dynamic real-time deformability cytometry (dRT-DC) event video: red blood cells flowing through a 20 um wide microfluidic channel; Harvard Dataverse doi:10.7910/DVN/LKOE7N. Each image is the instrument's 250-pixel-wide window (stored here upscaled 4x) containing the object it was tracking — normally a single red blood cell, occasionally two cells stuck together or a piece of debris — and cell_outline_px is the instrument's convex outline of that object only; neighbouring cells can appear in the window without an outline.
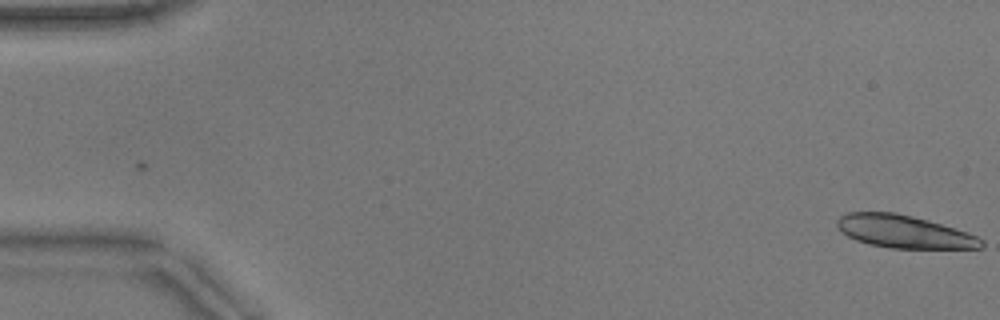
{"species": "common noctule bat (a hibernating species)", "species_latin": "Nyctalus noctula", "temperature_condition": "warm", "stored_images_in_passage": 53, "segment_of_instrument_passage": [1, 2], "camera_frame_rate_fps": 3000, "um_per_image_px": 0.085, "animal": {"sex": "male", "body_mass_g": 17.9}, "frame": {"image": 1, "passage_image": 1, "time_ms": 0.0, "image_size_px": [1000, 320], "cell_outline_px": [[984, 248], [892, 248], [868, 244], [856, 240], [840, 232], [836, 228], [836, 220], [840, 216], [848, 212], [896, 212], [928, 220], [968, 232], [984, 240]], "centroid_in_image_um": [76.81, 19.68], "position_along_channel_um": 8.2, "area_um2": 27.69}}